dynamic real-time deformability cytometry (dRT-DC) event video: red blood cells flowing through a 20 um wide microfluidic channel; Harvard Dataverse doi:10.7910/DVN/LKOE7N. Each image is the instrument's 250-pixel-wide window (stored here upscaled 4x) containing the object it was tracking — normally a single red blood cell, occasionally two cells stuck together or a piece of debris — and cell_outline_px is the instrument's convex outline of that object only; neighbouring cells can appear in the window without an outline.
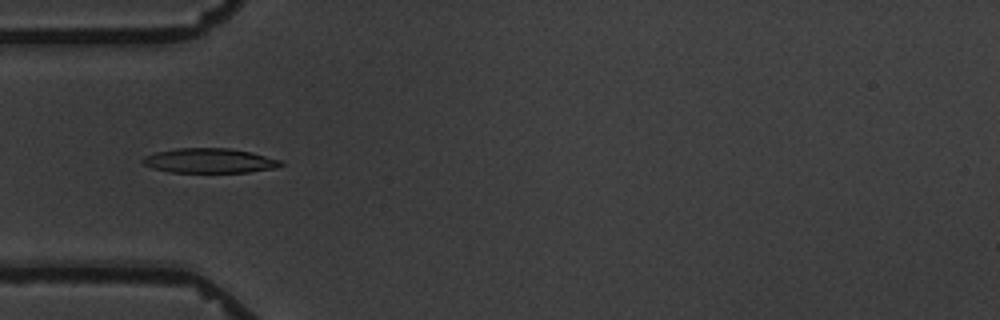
{"species": "common noctule bat (a hibernating species)", "species_latin": "Nyctalus noctula", "temperature_condition": "warm", "stored_images_in_passage": 10, "camera_frame_rate_fps": 3000, "um_per_image_px": 0.085, "animal": {"sex": "male", "body_mass_g": 19.5, "forearm_length_mm": 54.6}, "frame": {"image": 1, "passage_image": 5, "time_ms": 5.333, "image_size_px": [1000, 320], "cell_outline_px": [[284, 164], [272, 168], [248, 172], [168, 172], [152, 168], [144, 164], [140, 160], [144, 156], [156, 152], [176, 148], [228, 148], [252, 152], [284, 160]], "centroid_in_image_um": [17.81, 13.65], "position_along_channel_um": 67.2, "area_um2": 19.94}}
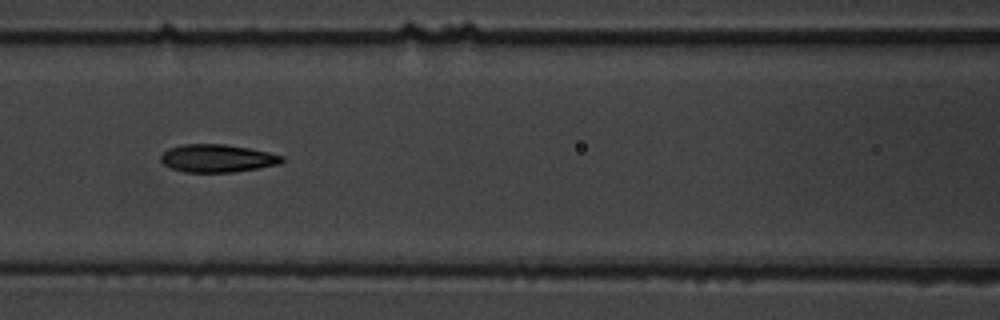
{"frame": {"image": 2, "passage_image": 7, "time_ms": 7.667, "image_size_px": [1000, 320], "cell_outline_px": [[284, 160], [280, 164], [232, 172], [184, 172], [172, 168], [164, 164], [160, 160], [160, 156], [168, 148], [184, 144], [224, 144], [248, 148], [268, 152], [284, 156]], "centroid_in_image_um": [18.46, 13.45], "position_along_channel_um": 148.1, "area_um2": 19.54}}
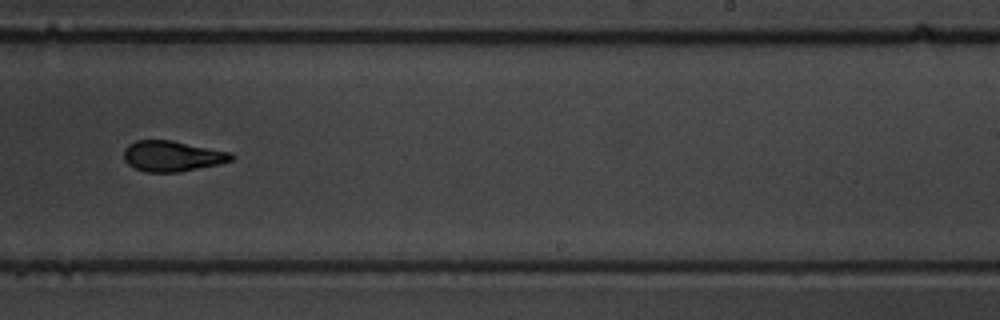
{"frame": {"image": 3, "passage_image": 10, "time_ms": 11.333, "image_size_px": [1000, 320], "cell_outline_px": [[236, 156], [232, 160], [220, 164], [180, 172], [144, 172], [128, 164], [124, 160], [124, 148], [128, 144], [136, 140], [172, 140], [232, 152]], "centroid_in_image_um": [14.66, 13.26], "position_along_channel_um": 274.3, "area_um2": 19.42}}